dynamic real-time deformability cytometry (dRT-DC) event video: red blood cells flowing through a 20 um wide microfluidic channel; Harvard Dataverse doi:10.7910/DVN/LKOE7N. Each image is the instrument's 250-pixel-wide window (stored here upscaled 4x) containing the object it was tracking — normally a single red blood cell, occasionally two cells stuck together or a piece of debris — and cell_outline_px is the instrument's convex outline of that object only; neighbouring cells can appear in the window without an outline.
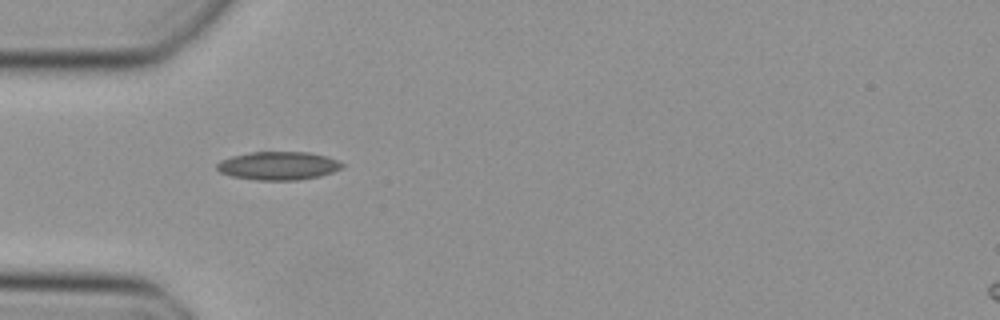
{"species": "Egyptian fruit bat (a non-hibernating species)", "species_latin": "Rousettus aegyptiacus", "temperature_condition": "cold", "stored_images_in_passage": 15, "camera_frame_rate_fps": 3000, "um_per_image_px": 0.085, "animal": {"sex": "female"}, "frame": {"image": 1, "passage_image": 1, "time_ms": 0.0, "image_size_px": [1000, 320], "cell_outline_px": [[344, 164], [340, 168], [332, 172], [320, 176], [300, 180], [256, 180], [232, 176], [220, 172], [216, 168], [216, 164], [220, 160], [232, 156], [252, 152], [308, 152], [340, 160]], "centroid_in_image_um": [23.65, 14.09], "position_along_channel_um": 61.4, "area_um2": 20.63}}
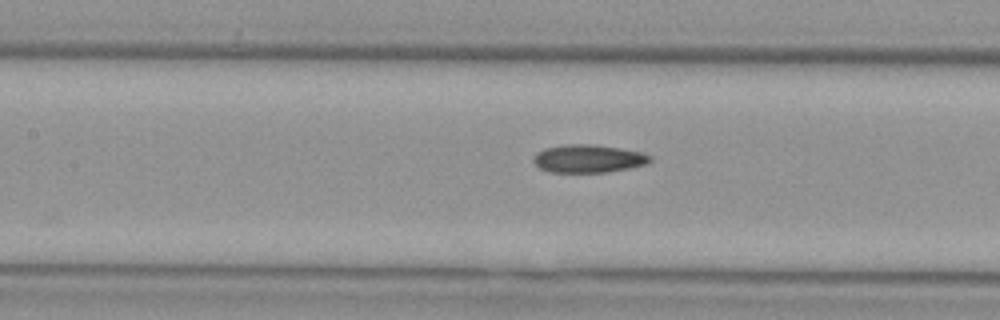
{"frame": {"image": 2, "passage_image": 8, "time_ms": 2.333, "image_size_px": [1000, 320], "cell_outline_px": [[652, 160], [648, 164], [628, 168], [604, 172], [548, 172], [540, 168], [532, 160], [532, 156], [536, 152], [544, 148], [564, 144], [596, 144], [620, 148], [640, 152], [652, 156]], "centroid_in_image_um": [49.98, 13.47], "position_along_channel_um": 157.4, "area_um2": 19.19}}
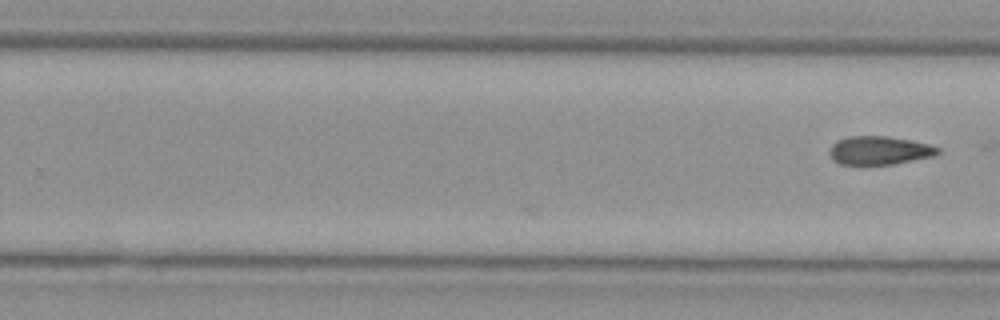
{"frame": {"image": 3, "passage_image": 15, "time_ms": 4.667, "image_size_px": [1000, 320], "cell_outline_px": [[940, 152], [936, 156], [896, 164], [864, 168], [840, 164], [832, 160], [828, 152], [832, 144], [836, 140], [848, 136], [884, 136], [912, 140], [928, 144], [940, 148]], "centroid_in_image_um": [74.7, 12.84], "position_along_channel_um": 255.1, "area_um2": 19.02}}